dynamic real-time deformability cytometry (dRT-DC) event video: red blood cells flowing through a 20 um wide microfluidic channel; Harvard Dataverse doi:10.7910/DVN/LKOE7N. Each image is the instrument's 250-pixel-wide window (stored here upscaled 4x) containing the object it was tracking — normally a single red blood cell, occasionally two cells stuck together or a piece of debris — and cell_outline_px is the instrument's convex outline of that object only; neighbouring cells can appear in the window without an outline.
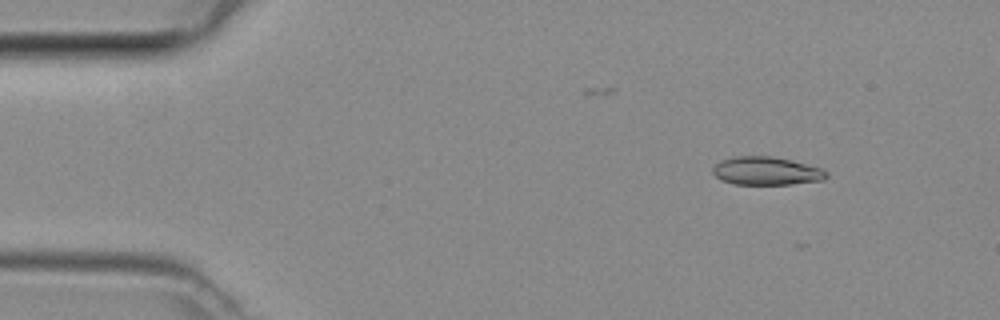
{"species": "common noctule bat (a hibernating species)", "species_latin": "Nyctalus noctula", "temperature_condition": "room temperature", "stored_images_in_passage": 3, "camera_frame_rate_fps": 3000, "um_per_image_px": 0.085, "animal": {"sex": "female", "body_mass_g": 29.2, "forearm_length_mm": 56.3}, "frame": {"image": 1, "passage_image": 1, "time_ms": 0.0, "image_size_px": [1000, 320], "cell_outline_px": [[828, 176], [824, 180], [788, 184], [732, 184], [720, 180], [712, 172], [712, 168], [720, 160], [732, 156], [772, 156], [820, 168], [828, 172]], "centroid_in_image_um": [65.09, 14.53], "position_along_channel_um": 19.9, "area_um2": 18.61}}